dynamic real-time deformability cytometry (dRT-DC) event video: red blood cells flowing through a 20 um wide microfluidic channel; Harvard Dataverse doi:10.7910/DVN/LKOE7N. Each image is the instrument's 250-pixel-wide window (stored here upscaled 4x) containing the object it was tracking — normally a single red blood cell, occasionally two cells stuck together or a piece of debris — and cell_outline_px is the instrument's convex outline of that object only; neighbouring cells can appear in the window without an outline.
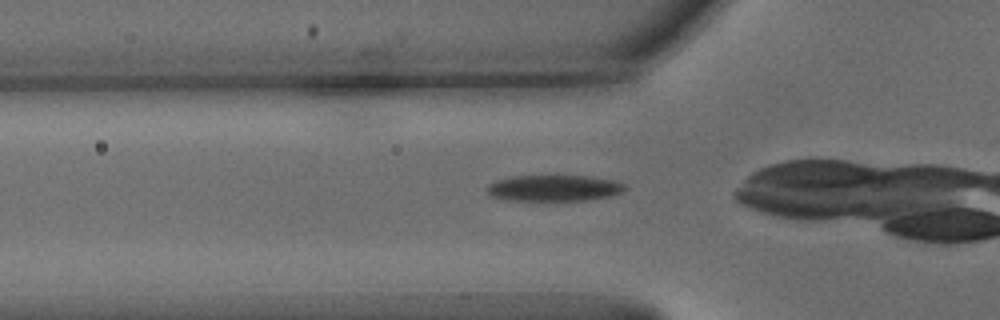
{"species": "common noctule bat (a hibernating species)", "species_latin": "Nyctalus noctula", "temperature_condition": "warm", "stored_images_in_passage": 21, "camera_frame_rate_fps": 3000, "um_per_image_px": 0.085, "animal": {"sex": "male", "body_mass_g": 15.6}, "frame": {"image": 1, "passage_image": 12, "time_ms": 3.667, "image_size_px": [1000, 320], "cell_outline_px": [[628, 188], [624, 192], [612, 196], [588, 200], [504, 200], [492, 196], [488, 192], [488, 184], [496, 180], [512, 176], [592, 176], [612, 180], [624, 184]], "centroid_in_image_um": [47.13, 15.99], "position_along_channel_um": 78.7, "area_um2": 21.1}}
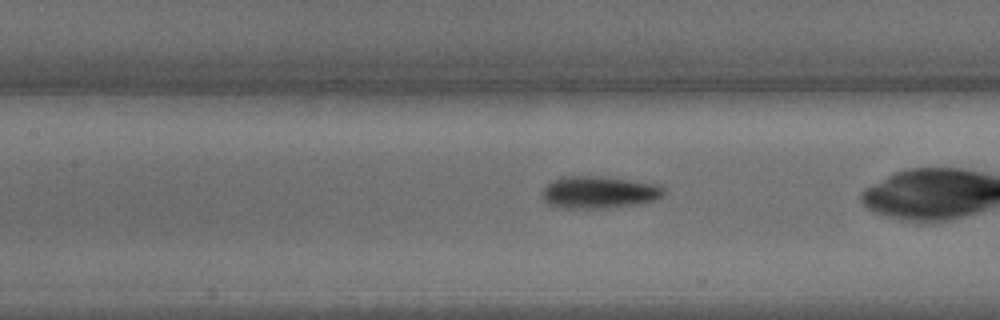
{"frame": {"image": 2, "passage_image": 18, "time_ms": 5.667, "image_size_px": [1000, 320], "cell_outline_px": [[664, 192], [660, 196], [652, 200], [640, 204], [608, 208], [556, 208], [548, 204], [544, 200], [544, 188], [552, 180], [564, 176], [596, 176], [652, 184], [664, 188]], "centroid_in_image_um": [50.84, 16.36], "position_along_channel_um": 156.6, "area_um2": 22.37}}